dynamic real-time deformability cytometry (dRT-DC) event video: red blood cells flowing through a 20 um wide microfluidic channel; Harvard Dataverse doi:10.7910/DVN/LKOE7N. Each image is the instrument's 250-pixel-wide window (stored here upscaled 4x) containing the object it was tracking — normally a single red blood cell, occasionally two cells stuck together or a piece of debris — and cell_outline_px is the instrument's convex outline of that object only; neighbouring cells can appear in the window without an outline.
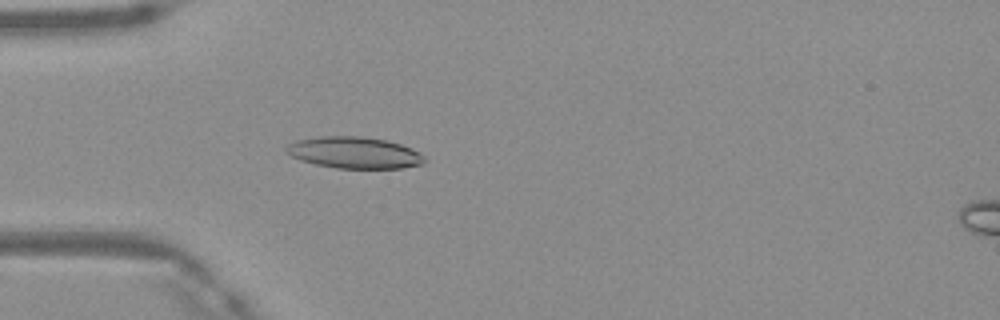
{"species": "Egyptian fruit bat (a non-hibernating species)", "species_latin": "Rousettus aegyptiacus", "temperature_condition": "warm", "stored_images_in_passage": 48, "camera_frame_rate_fps": 3000, "um_per_image_px": 0.085, "frame": {"image": 1, "passage_image": 14, "time_ms": 4.333, "image_size_px": [1000, 320], "cell_outline_px": [[428, 160], [424, 164], [400, 168], [336, 168], [316, 164], [300, 160], [284, 152], [284, 148], [288, 144], [296, 140], [320, 136], [364, 136], [384, 140], [400, 144], [412, 148], [420, 152]], "centroid_in_image_um": [30.12, 12.97], "position_along_channel_um": 54.9, "area_um2": 25.61}}
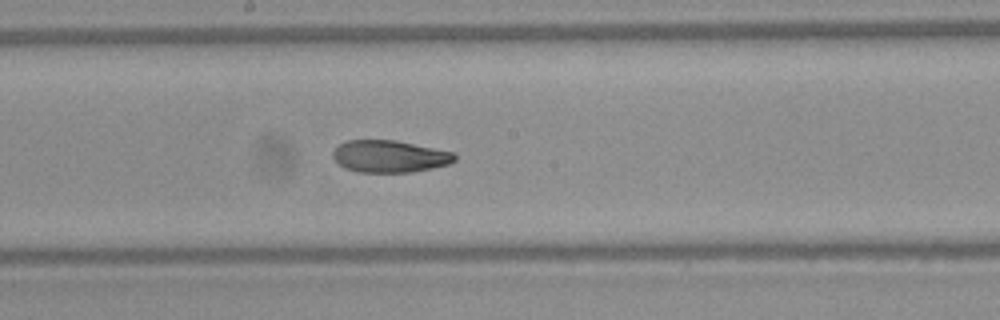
{"frame": {"image": 2, "passage_image": 26, "time_ms": 8.333, "image_size_px": [1000, 320], "cell_outline_px": [[456, 160], [448, 164], [432, 168], [412, 172], [360, 172], [344, 168], [332, 156], [332, 152], [340, 144], [348, 140], [396, 140], [456, 152]], "centroid_in_image_um": [33.15, 13.28], "position_along_channel_um": 215.1, "area_um2": 22.83}}
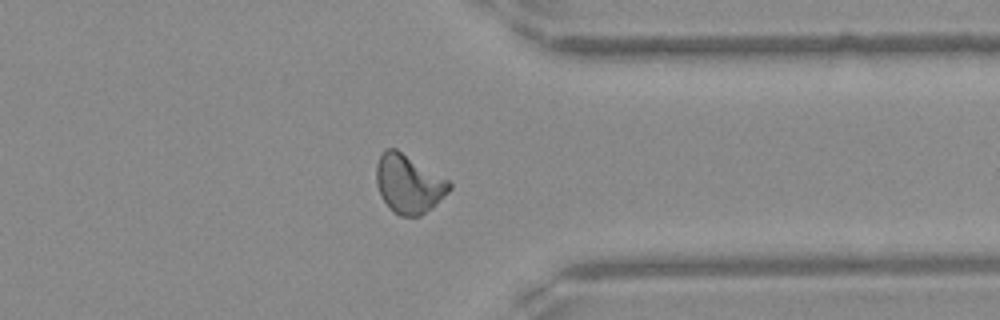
{"frame": {"image": 3, "passage_image": 38, "time_ms": 12.333, "image_size_px": [1000, 320], "cell_outline_px": [[452, 188], [432, 208], [420, 216], [400, 216], [392, 212], [380, 196], [376, 184], [376, 164], [384, 148], [396, 148], [448, 180], [452, 184]], "centroid_in_image_um": [34.71, 15.64], "position_along_channel_um": 376.7, "area_um2": 25.03}, "authors_computed_cell_mechanics": {"area_um2": 24.1026, "velocity_mm_per_s": 4.1637, "shape_relaxation_time_tau1_ms": null, "shape_relaxation_time_tau2_ms": 2.2945, "deformation_change_tau1": null, "deformation_change_tau2": 0.0896}}